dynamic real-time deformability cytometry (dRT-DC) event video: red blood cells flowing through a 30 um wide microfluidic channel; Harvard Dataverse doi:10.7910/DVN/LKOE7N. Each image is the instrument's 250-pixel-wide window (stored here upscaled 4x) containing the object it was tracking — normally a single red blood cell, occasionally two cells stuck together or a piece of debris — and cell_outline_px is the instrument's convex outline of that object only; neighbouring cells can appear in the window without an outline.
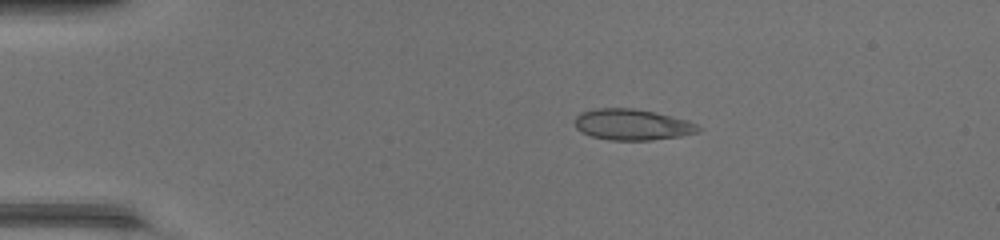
{"species": "common noctule bat (a hibernating species)", "species_latin": "Nyctalus noctula", "temperature_condition": "warm", "stored_images_in_passage": 39, "camera_frame_rate_fps": 3000, "um_per_image_px": 0.085, "animal": {"sex": "female", "body_mass_g": 17.0, "forearm_length_mm": 48.0}, "frame": {"image": 1, "passage_image": 1, "time_ms": 0.0, "image_size_px": [1000, 240], "cell_outline_px": [[704, 128], [696, 132], [680, 136], [652, 140], [612, 140], [592, 136], [580, 132], [576, 128], [576, 116], [580, 112], [596, 108], [636, 108], [656, 112], [688, 120]], "centroid_in_image_um": [53.75, 10.58], "position_along_channel_um": 31.2, "area_um2": 22.43}}
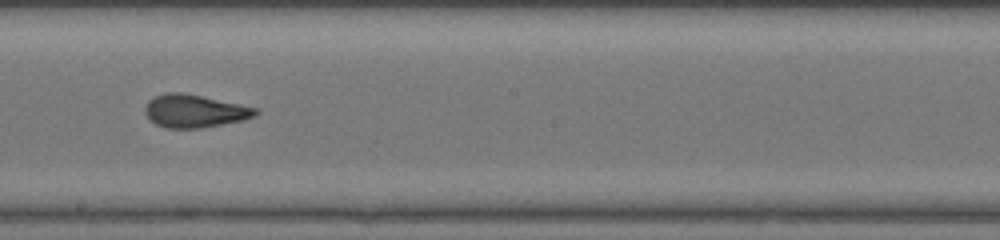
{"frame": {"image": 2, "passage_image": 19, "time_ms": 6.0, "image_size_px": [1000, 240], "cell_outline_px": [[260, 112], [256, 116], [244, 120], [200, 128], [164, 128], [156, 124], [144, 112], [144, 108], [148, 100], [156, 96], [168, 92], [180, 92], [260, 108]], "centroid_in_image_um": [16.57, 9.44], "position_along_channel_um": 231.6, "area_um2": 21.15}}
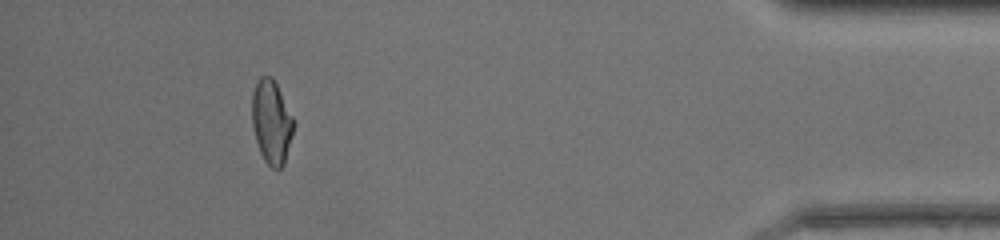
{"frame": {"image": 3, "passage_image": 35, "time_ms": 11.333, "image_size_px": [1000, 240], "cell_outline_px": [[292, 132], [284, 164], [280, 168], [272, 168], [264, 160], [260, 152], [256, 140], [252, 124], [252, 92], [260, 76], [272, 76], [292, 116]], "centroid_in_image_um": [23.04, 10.36], "position_along_channel_um": 412.2, "area_um2": 19.77}, "authors_computed_cell_mechanics": {"area_um2": 20.808, "velocity_mm_per_s": 4.4425, "shape_relaxation_time_tau1_ms": null, "shape_relaxation_time_tau2_ms": 0.8647, "deformation_change_tau1": null, "deformation_change_tau2": 0.0643}}